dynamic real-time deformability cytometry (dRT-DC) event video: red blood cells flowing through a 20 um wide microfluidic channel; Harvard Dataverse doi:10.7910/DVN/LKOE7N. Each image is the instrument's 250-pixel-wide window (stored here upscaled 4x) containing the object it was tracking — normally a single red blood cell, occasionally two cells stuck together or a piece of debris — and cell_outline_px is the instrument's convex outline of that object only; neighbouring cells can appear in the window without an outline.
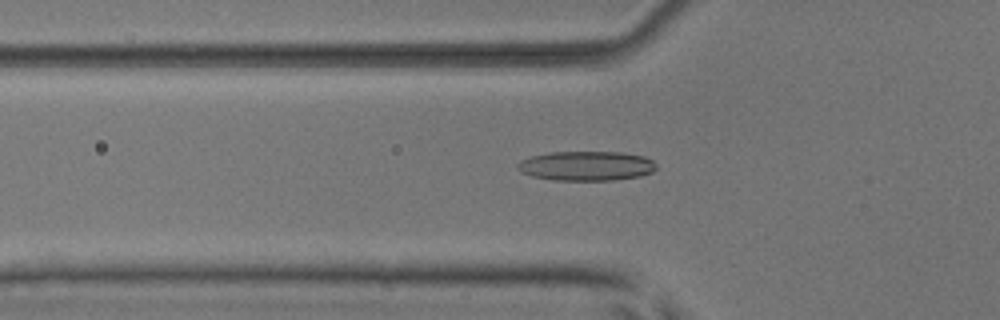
{"species": "common noctule bat (a hibernating species)", "species_latin": "Nyctalus noctula", "temperature_condition": "room temperature", "stored_images_in_passage": 53, "camera_frame_rate_fps": 3000, "um_per_image_px": 0.085, "animal": {"sex": "male", "body_mass_g": 17.9, "forearm_length_mm": 54.2}, "frame": {"image": 1, "passage_image": 19, "time_ms": 6.0, "image_size_px": [1000, 320], "cell_outline_px": [[656, 168], [652, 172], [640, 176], [612, 180], [552, 180], [532, 176], [516, 168], [516, 164], [520, 160], [532, 156], [548, 152], [624, 152], [644, 156], [652, 160], [656, 164]], "centroid_in_image_um": [49.84, 14.09], "position_along_channel_um": 76.0, "area_um2": 23.93}}
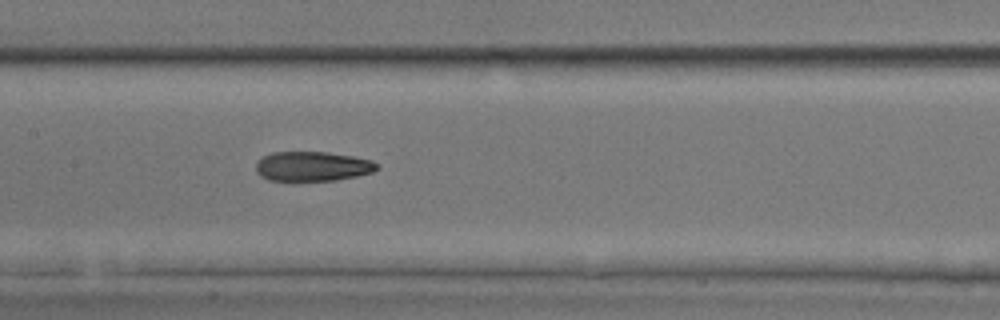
{"frame": {"image": 2, "passage_image": 27, "time_ms": 8.667, "image_size_px": [1000, 320], "cell_outline_px": [[380, 168], [372, 172], [356, 176], [336, 180], [268, 180], [260, 176], [256, 172], [256, 160], [272, 152], [328, 152], [352, 156], [372, 160], [380, 164]], "centroid_in_image_um": [26.57, 14.13], "position_along_channel_um": 180.8, "area_um2": 20.98}}
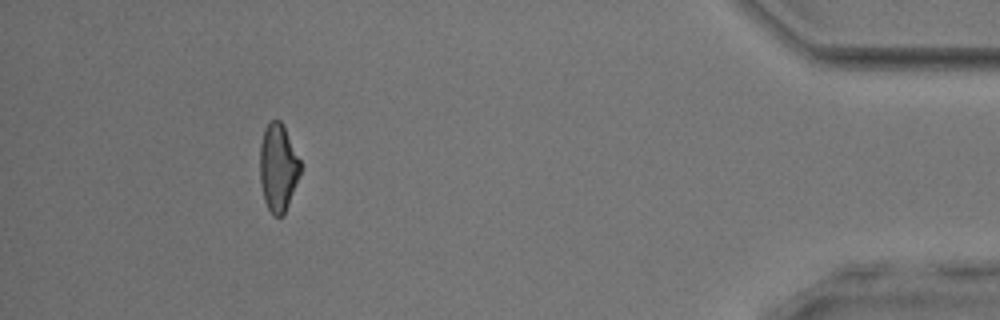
{"frame": {"image": 3, "passage_image": 49, "time_ms": 16.0, "image_size_px": [1000, 320], "cell_outline_px": [[300, 172], [284, 216], [272, 216], [264, 200], [260, 184], [260, 144], [264, 128], [272, 120], [280, 120], [300, 160]], "centroid_in_image_um": [23.61, 14.28], "position_along_channel_um": 411.6, "area_um2": 20.46}, "authors_computed_cell_mechanics": {"area_um2": 21.675, "velocity_mm_per_s": 3.9284, "shape_relaxation_time_tau1_ms": null, "shape_relaxation_time_tau2_ms": 4.0078, "deformation_change_tau1": null, "deformation_change_tau2": 0.1266}}